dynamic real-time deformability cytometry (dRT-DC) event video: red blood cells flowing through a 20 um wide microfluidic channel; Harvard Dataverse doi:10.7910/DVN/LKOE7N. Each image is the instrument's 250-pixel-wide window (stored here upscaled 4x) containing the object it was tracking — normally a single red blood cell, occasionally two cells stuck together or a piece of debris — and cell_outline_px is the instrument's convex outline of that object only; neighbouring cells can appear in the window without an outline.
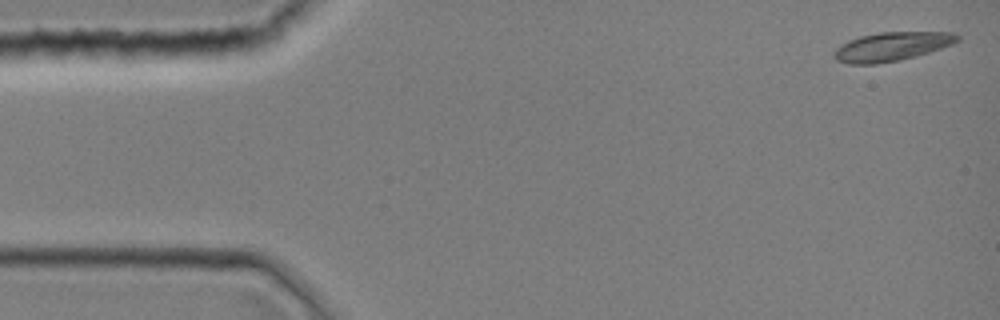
{"species": "common noctule bat (a hibernating species)", "species_latin": "Nyctalus noctula", "temperature_condition": "room temperature", "stored_images_in_passage": 43, "camera_frame_rate_fps": 3000, "um_per_image_px": 0.085, "animal": {"sex": "female", "body_mass_g": 19.0, "forearm_length_mm": 51.5}, "frame": {"image": 1, "passage_image": 1, "time_ms": 0.0, "image_size_px": [1000, 320], "cell_outline_px": [[960, 40], [952, 44], [928, 52], [900, 60], [876, 64], [848, 64], [836, 60], [832, 56], [832, 52], [836, 48], [848, 40], [860, 36], [880, 32], [952, 32], [960, 36]], "centroid_in_image_um": [75.75, 3.96], "position_along_channel_um": 9.2, "area_um2": 20.75}}
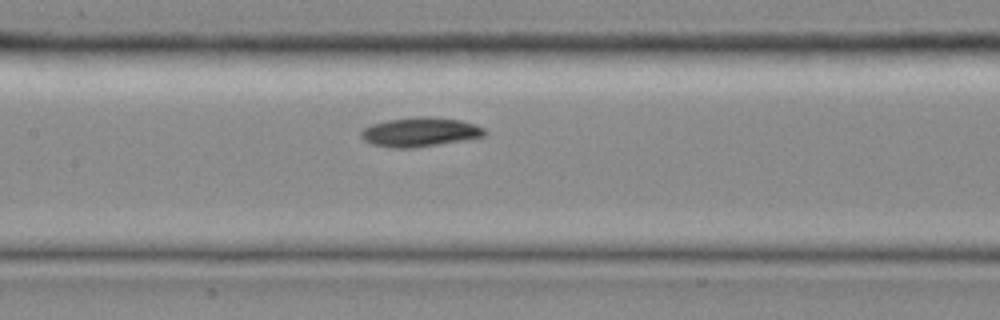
{"frame": {"image": 2, "passage_image": 20, "time_ms": 6.333, "image_size_px": [1000, 320], "cell_outline_px": [[488, 132], [484, 136], [464, 140], [440, 144], [412, 148], [388, 148], [372, 144], [364, 140], [360, 136], [360, 132], [364, 128], [372, 124], [388, 120], [420, 116], [432, 116], [460, 120], [476, 124], [484, 128]], "centroid_in_image_um": [35.71, 11.22], "position_along_channel_um": 171.7, "area_um2": 21.21}}
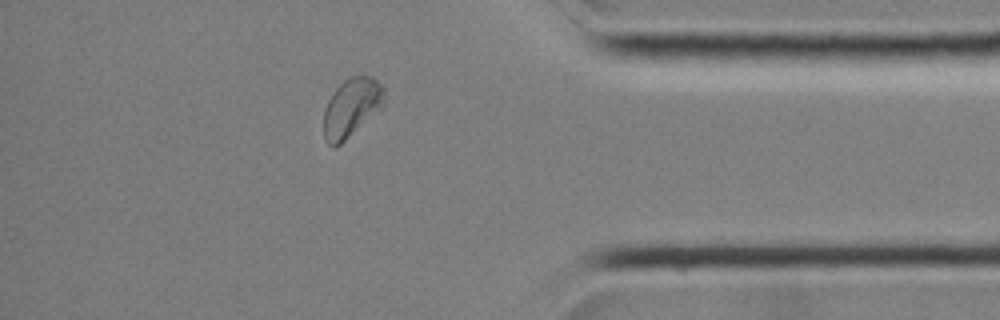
{"frame": {"image": 3, "passage_image": 37, "time_ms": 12.0, "image_size_px": [1000, 320], "cell_outline_px": [[384, 108], [340, 144], [332, 148], [324, 140], [324, 108], [328, 100], [336, 88], [344, 80], [352, 76], [372, 76], [384, 88]], "centroid_in_image_um": [29.89, 9.16], "position_along_channel_um": 405.3, "area_um2": 20.92}}